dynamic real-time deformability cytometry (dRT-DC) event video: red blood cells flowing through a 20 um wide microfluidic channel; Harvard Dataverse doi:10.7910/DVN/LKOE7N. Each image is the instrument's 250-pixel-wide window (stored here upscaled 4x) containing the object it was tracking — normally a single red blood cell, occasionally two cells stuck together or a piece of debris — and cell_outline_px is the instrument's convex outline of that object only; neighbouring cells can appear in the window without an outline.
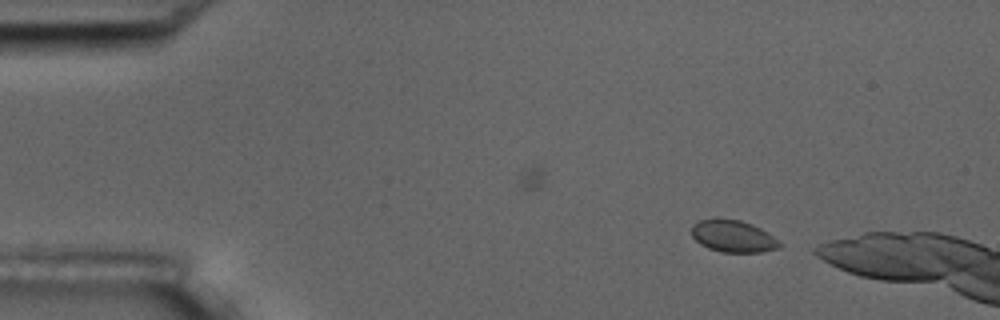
{"species": "common noctule bat (a hibernating species)", "species_latin": "Nyctalus noctula", "temperature_condition": "room temperature", "stored_images_in_passage": 3, "camera_frame_rate_fps": 3000, "um_per_image_px": 0.085, "animal": {"sex": "male", "body_mass_g": 17.5, "forearm_length_mm": 52.3}, "frame": {"image": 1, "passage_image": 3, "time_ms": 2.333, "image_size_px": [1000, 320], "cell_outline_px": [[780, 248], [760, 252], [720, 252], [708, 248], [700, 244], [692, 236], [692, 224], [700, 220], [740, 220], [752, 224], [768, 232], [780, 244]], "centroid_in_image_um": [62.3, 20.1], "position_along_channel_um": 22.7, "area_um2": 16.07}}